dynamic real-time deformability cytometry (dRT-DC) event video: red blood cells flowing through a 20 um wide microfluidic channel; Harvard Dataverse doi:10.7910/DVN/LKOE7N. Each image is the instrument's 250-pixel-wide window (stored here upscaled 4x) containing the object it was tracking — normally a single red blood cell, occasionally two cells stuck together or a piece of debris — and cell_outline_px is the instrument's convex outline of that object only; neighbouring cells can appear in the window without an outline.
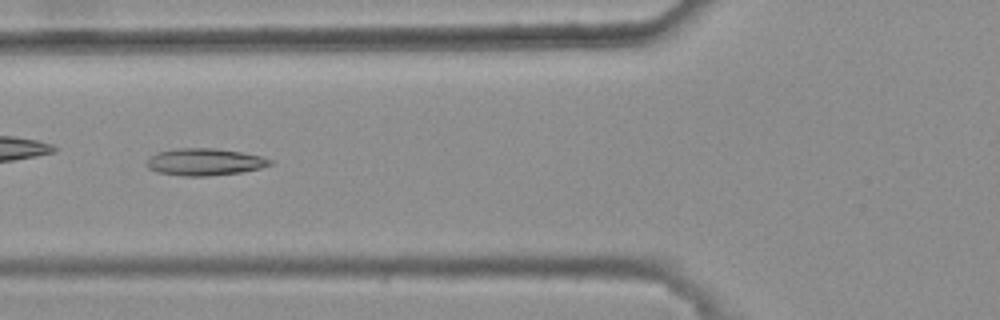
{"species": "common noctule bat (a hibernating species)", "species_latin": "Nyctalus noctula", "temperature_condition": "warm", "stored_images_in_passage": 31, "camera_frame_rate_fps": 3000, "um_per_image_px": 0.085, "animal": {"sex": "female", "body_mass_g": 25.1}, "frame": {"image": 1, "passage_image": 5, "time_ms": 1.333, "image_size_px": [1000, 320], "cell_outline_px": [[272, 164], [260, 168], [240, 172], [208, 176], [184, 176], [156, 172], [148, 168], [148, 160], [156, 152], [176, 148], [212, 148], [240, 152], [260, 156], [272, 160]], "centroid_in_image_um": [17.38, 13.76], "position_along_channel_um": 108.4, "area_um2": 19.25}}
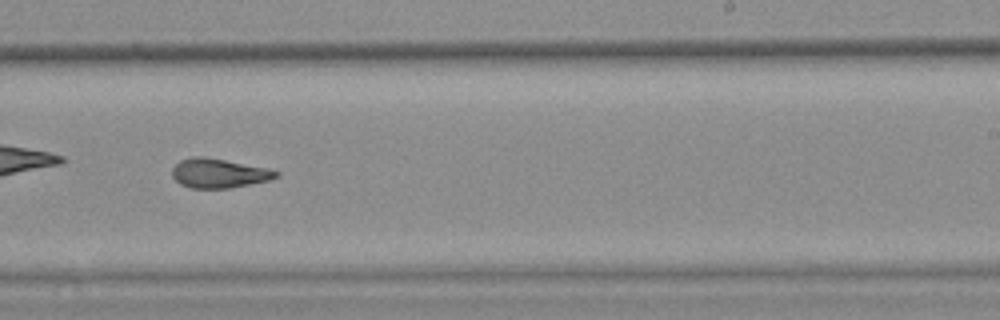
{"frame": {"image": 2, "passage_image": 18, "time_ms": 5.667, "image_size_px": [1000, 320], "cell_outline_px": [[280, 176], [268, 180], [228, 188], [192, 188], [180, 184], [172, 176], [172, 168], [180, 160], [192, 156], [200, 156], [224, 160], [268, 168], [280, 172]], "centroid_in_image_um": [18.59, 14.72], "position_along_channel_um": 270.4, "area_um2": 17.57}, "authors_computed_cell_mechanics": {"area_um2": 17.8602, "velocity_mm_per_s": 3.7398, "shape_relaxation_time_tau1_ms": null, "shape_relaxation_time_tau2_ms": 2.5437, "deformation_change_tau1": null, "deformation_change_tau2": 0.0786}}